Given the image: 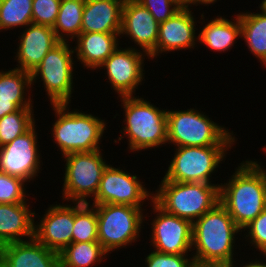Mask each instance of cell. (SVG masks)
Returning <instances> with one entry per match:
<instances>
[{"label": "cell", "mask_w": 266, "mask_h": 267, "mask_svg": "<svg viewBox=\"0 0 266 267\" xmlns=\"http://www.w3.org/2000/svg\"><path fill=\"white\" fill-rule=\"evenodd\" d=\"M192 10H179L172 17L159 24L156 48L149 54L150 60H156L162 53L194 50L199 47L196 25L199 20ZM196 29V30H195ZM198 44V46H197ZM193 48V49H192ZM161 54V55H160Z\"/></svg>", "instance_id": "2e32d148"}, {"label": "cell", "mask_w": 266, "mask_h": 267, "mask_svg": "<svg viewBox=\"0 0 266 267\" xmlns=\"http://www.w3.org/2000/svg\"><path fill=\"white\" fill-rule=\"evenodd\" d=\"M125 0H86L81 32L120 33Z\"/></svg>", "instance_id": "603a6c76"}, {"label": "cell", "mask_w": 266, "mask_h": 267, "mask_svg": "<svg viewBox=\"0 0 266 267\" xmlns=\"http://www.w3.org/2000/svg\"><path fill=\"white\" fill-rule=\"evenodd\" d=\"M259 256L260 257H257L253 260H252V258L250 259V257H249V260L247 261L248 263L245 261H241L237 258V260L239 262H241V264H239V263L236 264L237 260L235 259L234 261H232L230 264L226 265L225 267H238L239 265H240L239 267H266V256L265 255H259ZM250 260H252V261H250Z\"/></svg>", "instance_id": "d590c367"}, {"label": "cell", "mask_w": 266, "mask_h": 267, "mask_svg": "<svg viewBox=\"0 0 266 267\" xmlns=\"http://www.w3.org/2000/svg\"><path fill=\"white\" fill-rule=\"evenodd\" d=\"M254 160H243L219 186V203L241 230L266 208V169Z\"/></svg>", "instance_id": "7a4b0ae2"}, {"label": "cell", "mask_w": 266, "mask_h": 267, "mask_svg": "<svg viewBox=\"0 0 266 267\" xmlns=\"http://www.w3.org/2000/svg\"><path fill=\"white\" fill-rule=\"evenodd\" d=\"M74 203L48 204L43 216L34 213V238L57 253L72 243L74 227Z\"/></svg>", "instance_id": "9a60e30c"}, {"label": "cell", "mask_w": 266, "mask_h": 267, "mask_svg": "<svg viewBox=\"0 0 266 267\" xmlns=\"http://www.w3.org/2000/svg\"><path fill=\"white\" fill-rule=\"evenodd\" d=\"M33 0H0V32L32 24Z\"/></svg>", "instance_id": "83f0119b"}, {"label": "cell", "mask_w": 266, "mask_h": 267, "mask_svg": "<svg viewBox=\"0 0 266 267\" xmlns=\"http://www.w3.org/2000/svg\"><path fill=\"white\" fill-rule=\"evenodd\" d=\"M110 163L104 169L96 196L88 204H119L143 208L149 200H153V190L147 189L138 175L120 169ZM134 174V175H133ZM147 200V201H146ZM92 203V204H91Z\"/></svg>", "instance_id": "8fae6325"}, {"label": "cell", "mask_w": 266, "mask_h": 267, "mask_svg": "<svg viewBox=\"0 0 266 267\" xmlns=\"http://www.w3.org/2000/svg\"><path fill=\"white\" fill-rule=\"evenodd\" d=\"M92 206L97 214L98 242L110 254L118 252L121 248L126 249L139 241L141 231L145 227L144 223L149 221L146 208L119 204Z\"/></svg>", "instance_id": "52a82bcc"}, {"label": "cell", "mask_w": 266, "mask_h": 267, "mask_svg": "<svg viewBox=\"0 0 266 267\" xmlns=\"http://www.w3.org/2000/svg\"><path fill=\"white\" fill-rule=\"evenodd\" d=\"M34 108H20L0 119V147L10 143L16 137L27 132L38 119L35 118Z\"/></svg>", "instance_id": "f1b7e54d"}, {"label": "cell", "mask_w": 266, "mask_h": 267, "mask_svg": "<svg viewBox=\"0 0 266 267\" xmlns=\"http://www.w3.org/2000/svg\"><path fill=\"white\" fill-rule=\"evenodd\" d=\"M242 233V241L246 242L244 245L248 243L250 249H254V256L256 251L260 252L256 253L257 255L266 254V208L242 230Z\"/></svg>", "instance_id": "1f68e13d"}, {"label": "cell", "mask_w": 266, "mask_h": 267, "mask_svg": "<svg viewBox=\"0 0 266 267\" xmlns=\"http://www.w3.org/2000/svg\"><path fill=\"white\" fill-rule=\"evenodd\" d=\"M72 44L76 63L93 72L122 45L120 33L102 32H81Z\"/></svg>", "instance_id": "ffe728a7"}, {"label": "cell", "mask_w": 266, "mask_h": 267, "mask_svg": "<svg viewBox=\"0 0 266 267\" xmlns=\"http://www.w3.org/2000/svg\"><path fill=\"white\" fill-rule=\"evenodd\" d=\"M102 151L73 152L61 157L66 162L62 201L88 204L96 196L102 173L108 165Z\"/></svg>", "instance_id": "30bf717a"}, {"label": "cell", "mask_w": 266, "mask_h": 267, "mask_svg": "<svg viewBox=\"0 0 266 267\" xmlns=\"http://www.w3.org/2000/svg\"><path fill=\"white\" fill-rule=\"evenodd\" d=\"M86 0H61L54 33L61 42H72L80 33Z\"/></svg>", "instance_id": "4316f807"}, {"label": "cell", "mask_w": 266, "mask_h": 267, "mask_svg": "<svg viewBox=\"0 0 266 267\" xmlns=\"http://www.w3.org/2000/svg\"><path fill=\"white\" fill-rule=\"evenodd\" d=\"M180 10H192V0H171Z\"/></svg>", "instance_id": "74e56055"}, {"label": "cell", "mask_w": 266, "mask_h": 267, "mask_svg": "<svg viewBox=\"0 0 266 267\" xmlns=\"http://www.w3.org/2000/svg\"><path fill=\"white\" fill-rule=\"evenodd\" d=\"M96 209L90 204L74 202L72 243L98 241Z\"/></svg>", "instance_id": "f546056e"}, {"label": "cell", "mask_w": 266, "mask_h": 267, "mask_svg": "<svg viewBox=\"0 0 266 267\" xmlns=\"http://www.w3.org/2000/svg\"><path fill=\"white\" fill-rule=\"evenodd\" d=\"M234 146L175 147L174 154L164 171V178L174 182H203L216 184L213 175L221 168ZM230 149V150H229ZM215 181V183H214Z\"/></svg>", "instance_id": "9c48e42d"}, {"label": "cell", "mask_w": 266, "mask_h": 267, "mask_svg": "<svg viewBox=\"0 0 266 267\" xmlns=\"http://www.w3.org/2000/svg\"><path fill=\"white\" fill-rule=\"evenodd\" d=\"M32 208L29 203H0V247L34 238L36 211Z\"/></svg>", "instance_id": "7402d4cb"}, {"label": "cell", "mask_w": 266, "mask_h": 267, "mask_svg": "<svg viewBox=\"0 0 266 267\" xmlns=\"http://www.w3.org/2000/svg\"><path fill=\"white\" fill-rule=\"evenodd\" d=\"M19 108L11 101L0 100V119L7 115L18 111Z\"/></svg>", "instance_id": "8d00e7d4"}, {"label": "cell", "mask_w": 266, "mask_h": 267, "mask_svg": "<svg viewBox=\"0 0 266 267\" xmlns=\"http://www.w3.org/2000/svg\"><path fill=\"white\" fill-rule=\"evenodd\" d=\"M27 185L28 183L21 178L0 172V203H30Z\"/></svg>", "instance_id": "4dcf8cb0"}, {"label": "cell", "mask_w": 266, "mask_h": 267, "mask_svg": "<svg viewBox=\"0 0 266 267\" xmlns=\"http://www.w3.org/2000/svg\"><path fill=\"white\" fill-rule=\"evenodd\" d=\"M119 99L124 120L120 129L121 135H118L117 140L113 139V143H121L126 137L128 153H141L152 148L168 146L167 108L157 107L143 95L117 98Z\"/></svg>", "instance_id": "3957f363"}, {"label": "cell", "mask_w": 266, "mask_h": 267, "mask_svg": "<svg viewBox=\"0 0 266 267\" xmlns=\"http://www.w3.org/2000/svg\"><path fill=\"white\" fill-rule=\"evenodd\" d=\"M145 58L150 61L149 55L141 50L118 46L96 71L104 70L103 76L117 98L136 96V90L146 80Z\"/></svg>", "instance_id": "7c38bea8"}, {"label": "cell", "mask_w": 266, "mask_h": 267, "mask_svg": "<svg viewBox=\"0 0 266 267\" xmlns=\"http://www.w3.org/2000/svg\"><path fill=\"white\" fill-rule=\"evenodd\" d=\"M141 267H196L192 254H165L150 249Z\"/></svg>", "instance_id": "d6a6232c"}, {"label": "cell", "mask_w": 266, "mask_h": 267, "mask_svg": "<svg viewBox=\"0 0 266 267\" xmlns=\"http://www.w3.org/2000/svg\"><path fill=\"white\" fill-rule=\"evenodd\" d=\"M217 1H221V0H192V10H193V7H194V5L197 7V6H199L200 7V5L202 6H211L212 4L214 5V3H216Z\"/></svg>", "instance_id": "f35d334b"}, {"label": "cell", "mask_w": 266, "mask_h": 267, "mask_svg": "<svg viewBox=\"0 0 266 267\" xmlns=\"http://www.w3.org/2000/svg\"><path fill=\"white\" fill-rule=\"evenodd\" d=\"M256 11L238 12L241 22V38L245 41L250 54L266 68V13L260 8Z\"/></svg>", "instance_id": "d4e9b609"}, {"label": "cell", "mask_w": 266, "mask_h": 267, "mask_svg": "<svg viewBox=\"0 0 266 267\" xmlns=\"http://www.w3.org/2000/svg\"><path fill=\"white\" fill-rule=\"evenodd\" d=\"M37 127L35 123L27 132L0 147V172L21 178L27 183L40 175L43 156L39 149Z\"/></svg>", "instance_id": "4fadbf2b"}, {"label": "cell", "mask_w": 266, "mask_h": 267, "mask_svg": "<svg viewBox=\"0 0 266 267\" xmlns=\"http://www.w3.org/2000/svg\"><path fill=\"white\" fill-rule=\"evenodd\" d=\"M107 255L98 241L71 243L59 253V267H94L106 262Z\"/></svg>", "instance_id": "484cf974"}, {"label": "cell", "mask_w": 266, "mask_h": 267, "mask_svg": "<svg viewBox=\"0 0 266 267\" xmlns=\"http://www.w3.org/2000/svg\"><path fill=\"white\" fill-rule=\"evenodd\" d=\"M262 11H264L266 13V0H262L261 3L258 5Z\"/></svg>", "instance_id": "ab89813d"}, {"label": "cell", "mask_w": 266, "mask_h": 267, "mask_svg": "<svg viewBox=\"0 0 266 267\" xmlns=\"http://www.w3.org/2000/svg\"><path fill=\"white\" fill-rule=\"evenodd\" d=\"M150 202V203H149ZM150 221V246L153 250L165 254H189L192 252V223L178 216L169 214L153 200Z\"/></svg>", "instance_id": "5bb4252c"}, {"label": "cell", "mask_w": 266, "mask_h": 267, "mask_svg": "<svg viewBox=\"0 0 266 267\" xmlns=\"http://www.w3.org/2000/svg\"><path fill=\"white\" fill-rule=\"evenodd\" d=\"M205 12L200 13L198 42L213 52L225 53L232 49L241 38V22L239 15H232L231 19L224 15H217L214 18L206 19Z\"/></svg>", "instance_id": "44dd1931"}, {"label": "cell", "mask_w": 266, "mask_h": 267, "mask_svg": "<svg viewBox=\"0 0 266 267\" xmlns=\"http://www.w3.org/2000/svg\"><path fill=\"white\" fill-rule=\"evenodd\" d=\"M32 91L30 72L16 68L0 70V100L11 101L19 109L34 108Z\"/></svg>", "instance_id": "cb8c5ba5"}, {"label": "cell", "mask_w": 266, "mask_h": 267, "mask_svg": "<svg viewBox=\"0 0 266 267\" xmlns=\"http://www.w3.org/2000/svg\"><path fill=\"white\" fill-rule=\"evenodd\" d=\"M242 230L218 203L192 223V251L196 267H225L234 261ZM236 255V256H235Z\"/></svg>", "instance_id": "6da1fadb"}, {"label": "cell", "mask_w": 266, "mask_h": 267, "mask_svg": "<svg viewBox=\"0 0 266 267\" xmlns=\"http://www.w3.org/2000/svg\"><path fill=\"white\" fill-rule=\"evenodd\" d=\"M224 125L214 122L198 108L187 110L167 109L168 145L174 147L233 146L237 134Z\"/></svg>", "instance_id": "5b68a950"}, {"label": "cell", "mask_w": 266, "mask_h": 267, "mask_svg": "<svg viewBox=\"0 0 266 267\" xmlns=\"http://www.w3.org/2000/svg\"><path fill=\"white\" fill-rule=\"evenodd\" d=\"M61 0H33L32 23L53 27L56 23Z\"/></svg>", "instance_id": "836d02e7"}, {"label": "cell", "mask_w": 266, "mask_h": 267, "mask_svg": "<svg viewBox=\"0 0 266 267\" xmlns=\"http://www.w3.org/2000/svg\"><path fill=\"white\" fill-rule=\"evenodd\" d=\"M71 43V44H70ZM71 46V47H70ZM72 42H60L42 59L31 74L32 88L42 82L50 104H71L78 63ZM75 68V69H74ZM41 79V80H40ZM38 80V81H37Z\"/></svg>", "instance_id": "ba28073f"}, {"label": "cell", "mask_w": 266, "mask_h": 267, "mask_svg": "<svg viewBox=\"0 0 266 267\" xmlns=\"http://www.w3.org/2000/svg\"><path fill=\"white\" fill-rule=\"evenodd\" d=\"M49 106L55 115L50 132L52 141L61 151L62 157L73 152H91L103 147L100 144L108 126L106 118L77 108L71 110L72 105L69 103Z\"/></svg>", "instance_id": "277c9868"}, {"label": "cell", "mask_w": 266, "mask_h": 267, "mask_svg": "<svg viewBox=\"0 0 266 267\" xmlns=\"http://www.w3.org/2000/svg\"><path fill=\"white\" fill-rule=\"evenodd\" d=\"M153 201L165 212L193 223L220 201V184L174 182L161 179Z\"/></svg>", "instance_id": "8992f818"}, {"label": "cell", "mask_w": 266, "mask_h": 267, "mask_svg": "<svg viewBox=\"0 0 266 267\" xmlns=\"http://www.w3.org/2000/svg\"><path fill=\"white\" fill-rule=\"evenodd\" d=\"M153 15L160 24L172 17L180 9L171 0H136Z\"/></svg>", "instance_id": "e575fe53"}, {"label": "cell", "mask_w": 266, "mask_h": 267, "mask_svg": "<svg viewBox=\"0 0 266 267\" xmlns=\"http://www.w3.org/2000/svg\"><path fill=\"white\" fill-rule=\"evenodd\" d=\"M158 34L159 23L149 10L136 0H125L122 9L120 38L127 37L131 40L128 41V44L134 43L127 47L142 50L149 55L156 48Z\"/></svg>", "instance_id": "e0dca14e"}, {"label": "cell", "mask_w": 266, "mask_h": 267, "mask_svg": "<svg viewBox=\"0 0 266 267\" xmlns=\"http://www.w3.org/2000/svg\"><path fill=\"white\" fill-rule=\"evenodd\" d=\"M2 267H59V253L35 238L0 247Z\"/></svg>", "instance_id": "d6986e66"}, {"label": "cell", "mask_w": 266, "mask_h": 267, "mask_svg": "<svg viewBox=\"0 0 266 267\" xmlns=\"http://www.w3.org/2000/svg\"><path fill=\"white\" fill-rule=\"evenodd\" d=\"M18 39L17 49L14 50L16 52H13L14 62L18 64L13 68L30 73L42 62L47 53L61 42L53 27L33 23L23 28Z\"/></svg>", "instance_id": "ac0fdd59"}]
</instances>
